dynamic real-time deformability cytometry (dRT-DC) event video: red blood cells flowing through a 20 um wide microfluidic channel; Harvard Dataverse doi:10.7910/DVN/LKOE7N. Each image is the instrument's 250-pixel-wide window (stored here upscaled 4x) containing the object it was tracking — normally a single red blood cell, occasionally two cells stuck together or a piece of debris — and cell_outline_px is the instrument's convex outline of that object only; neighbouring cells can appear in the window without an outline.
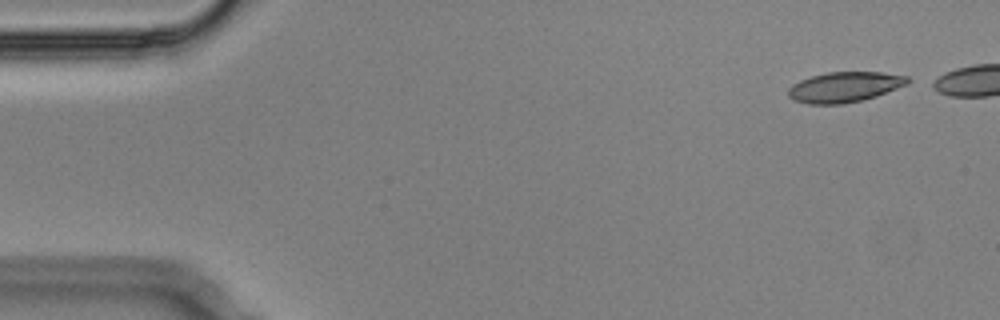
{"species": "Egyptian fruit bat (a non-hibernating species)", "species_latin": "Rousettus aegyptiacus", "temperature_condition": "cold", "stored_images_in_passage": 47, "camera_frame_rate_fps": 3000, "um_per_image_px": 0.085, "animal": {"sex": "male"}, "frame": {"image": 1, "passage_image": 1, "time_ms": 0.0, "image_size_px": [1000, 320], "cell_outline_px": [[912, 80], [908, 84], [876, 96], [844, 104], [808, 104], [792, 100], [788, 96], [788, 88], [792, 84], [800, 80], [812, 76], [828, 72], [880, 72], [908, 76]], "centroid_in_image_um": [71.78, 7.4], "position_along_channel_um": 13.2, "area_um2": 21.15}}
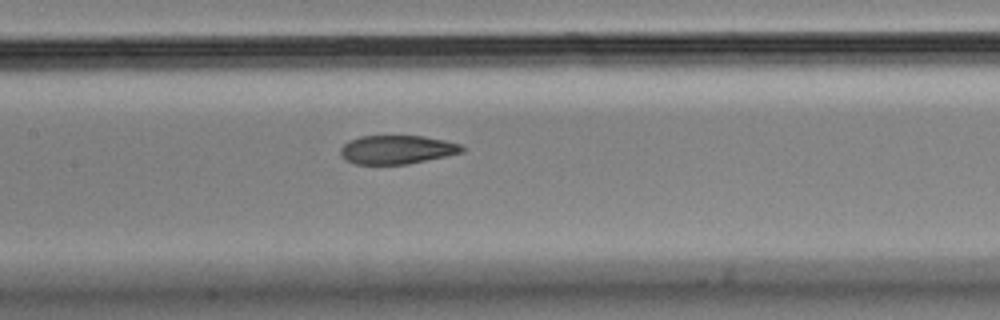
{"frame": {"image": 2, "passage_image": 24, "time_ms": 7.667, "image_size_px": [1000, 320], "cell_outline_px": [[464, 152], [408, 164], [356, 164], [344, 160], [340, 156], [340, 148], [344, 144], [360, 136], [424, 136], [444, 140], [460, 144], [464, 148]], "centroid_in_image_um": [33.72, 12.72], "position_along_channel_um": 173.7, "area_um2": 20.29}}
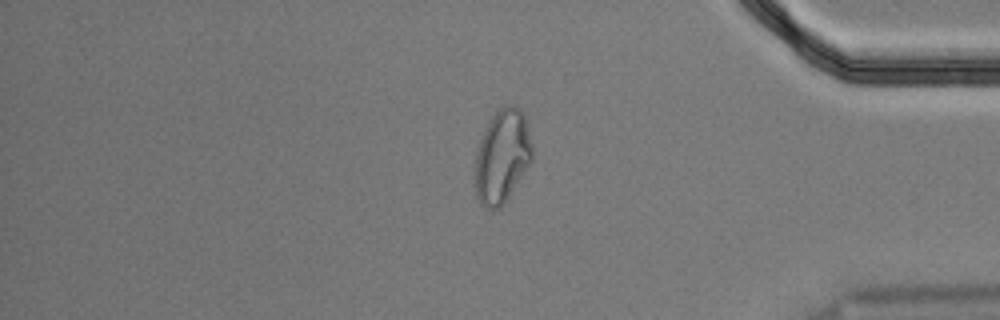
{"frame": {"image": 3, "passage_image": 45, "time_ms": 14.667, "image_size_px": [1000, 320], "cell_outline_px": [[532, 160], [504, 204], [500, 208], [492, 212], [484, 208], [480, 204], [476, 196], [476, 156], [480, 140], [492, 116], [500, 108], [508, 104], [520, 108], [524, 112], [532, 144]], "centroid_in_image_um": [42.7, 13.33], "position_along_channel_um": 392.5, "area_um2": 31.04}, "authors_computed_cell_mechanics": {"area_um2": 21.7328, "velocity_mm_per_s": 3.4905, "shape_relaxation_time_tau1_ms": 11.0931, "shape_relaxation_time_tau2_ms": 2.3491, "deformation_change_tau1": 0.2534, "deformation_change_tau2": 0.073}}